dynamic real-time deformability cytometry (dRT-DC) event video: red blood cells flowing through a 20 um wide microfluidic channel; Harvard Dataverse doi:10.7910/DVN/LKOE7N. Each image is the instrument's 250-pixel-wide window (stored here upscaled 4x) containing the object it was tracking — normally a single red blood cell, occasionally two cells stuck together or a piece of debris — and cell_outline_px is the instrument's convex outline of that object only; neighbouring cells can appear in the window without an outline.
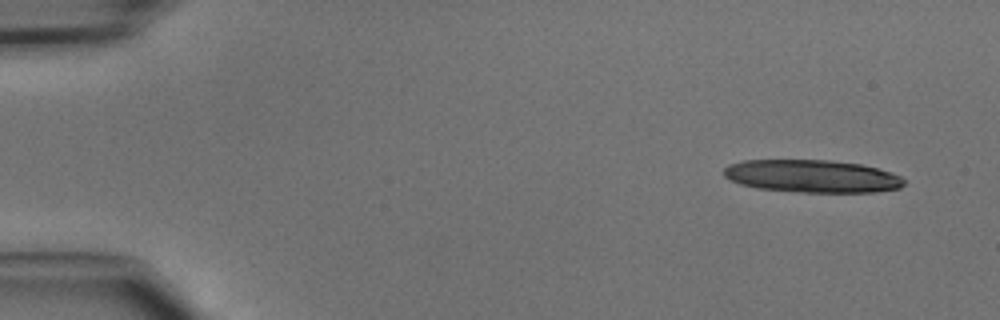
{"species": "common noctule bat (a hibernating species)", "species_latin": "Nyctalus noctula", "temperature_condition": "cold", "stored_images_in_passage": 17, "camera_frame_rate_fps": 3000, "um_per_image_px": 0.085, "animal": {"sex": "male", "body_mass_g": 15.6}, "frame": {"image": 1, "passage_image": 3, "time_ms": 0.667, "image_size_px": [1000, 320], "cell_outline_px": [[904, 184], [900, 188], [876, 192], [804, 192], [756, 188], [740, 184], [724, 176], [724, 168], [728, 164], [744, 160], [828, 160], [860, 164], [892, 172], [900, 176], [904, 180]], "centroid_in_image_um": [69.03, 14.97], "position_along_channel_um": 16.0, "area_um2": 34.28}}
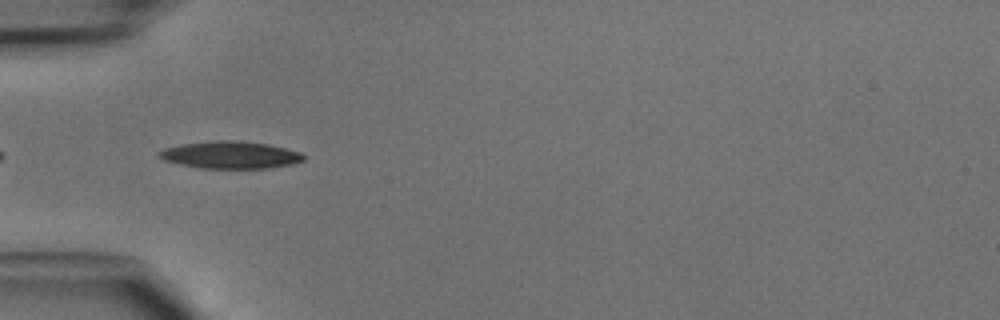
{"frame": {"image": 2, "passage_image": 15, "time_ms": 4.667, "image_size_px": [1000, 320], "cell_outline_px": [[304, 160], [292, 164], [268, 168], [200, 168], [180, 164], [164, 160], [156, 152], [164, 148], [180, 144], [220, 140], [232, 140], [268, 144], [300, 152], [304, 156]], "centroid_in_image_um": [19.56, 13.17], "position_along_channel_um": 65.4, "area_um2": 22.77}}